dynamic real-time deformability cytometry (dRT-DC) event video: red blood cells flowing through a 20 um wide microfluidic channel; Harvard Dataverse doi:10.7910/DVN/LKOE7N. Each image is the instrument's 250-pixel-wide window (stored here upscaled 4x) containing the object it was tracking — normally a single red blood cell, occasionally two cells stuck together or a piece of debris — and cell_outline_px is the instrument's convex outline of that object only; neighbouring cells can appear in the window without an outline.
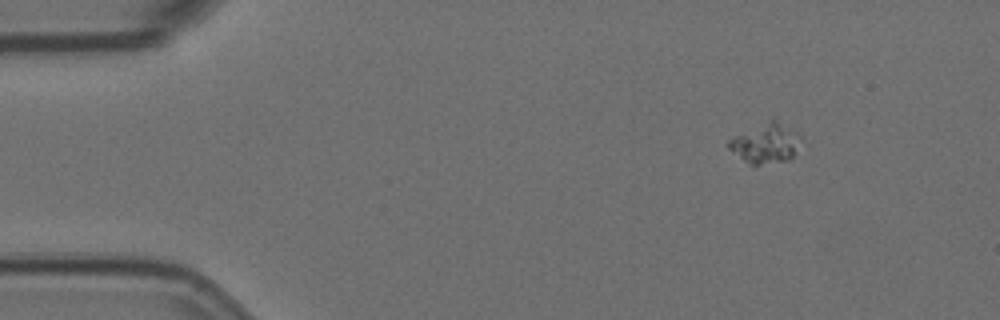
{"species": "Egyptian fruit bat (a non-hibernating species)", "species_latin": "Rousettus aegyptiacus", "temperature_condition": "room temperature", "stored_images_in_passage": 8, "camera_frame_rate_fps": 3000, "um_per_image_px": 0.085, "animal": {"sex": "female"}, "frame": {"image": 1, "passage_image": 1, "time_ms": 0.0, "image_size_px": [1000, 320], "cell_outline_px": [[804, 140], [792, 156], [788, 160], [760, 164], [752, 164], [744, 160], [728, 148], [728, 140], [772, 116], [796, 132]], "centroid_in_image_um": [65.12, 12.13], "position_along_channel_um": 19.9, "area_um2": 16.76}}
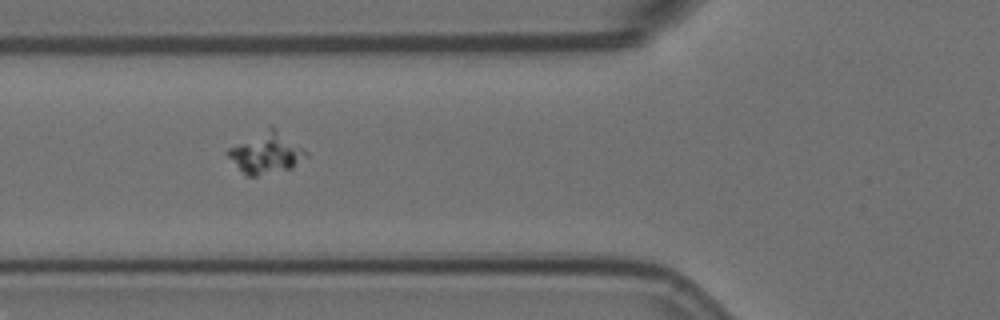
{"frame": {"image": 2, "passage_image": 5, "time_ms": 1.333, "image_size_px": [1000, 320], "cell_outline_px": [[308, 156], [292, 168], [256, 176], [244, 176], [224, 152], [228, 148], [272, 124], [308, 152]], "centroid_in_image_um": [22.61, 12.99], "position_along_channel_um": 103.2, "area_um2": 18.96}}
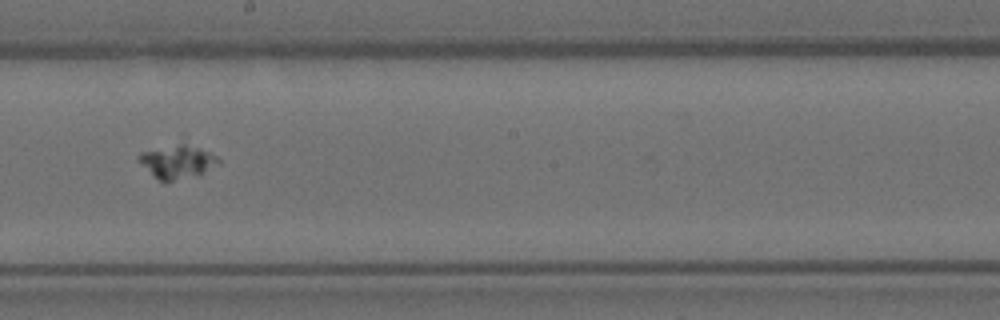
{"frame": {"image": 3, "passage_image": 8, "time_ms": 2.333, "image_size_px": [1000, 320], "cell_outline_px": [[220, 164], [200, 172], [172, 180], [160, 180], [140, 160], [140, 156], [144, 152], [180, 144], [184, 144], [200, 148], [216, 156], [220, 160]], "centroid_in_image_um": [15.15, 13.72], "position_along_channel_um": 233.0, "area_um2": 13.93}}